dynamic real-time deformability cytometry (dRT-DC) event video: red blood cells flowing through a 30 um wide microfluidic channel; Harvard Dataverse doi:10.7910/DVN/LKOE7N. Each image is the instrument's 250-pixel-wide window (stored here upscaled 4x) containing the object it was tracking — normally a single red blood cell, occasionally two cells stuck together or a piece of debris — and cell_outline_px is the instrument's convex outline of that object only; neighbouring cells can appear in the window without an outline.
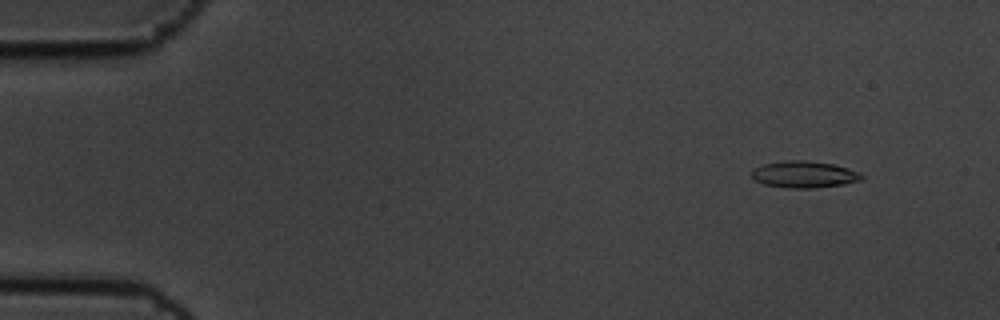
{"species": "common noctule bat (a hibernating species)", "species_latin": "Nyctalus noctula", "temperature_condition": "cold", "stored_images_in_passage": 6, "camera_frame_rate_fps": 3000, "um_per_image_px": 0.085, "animal": {"sex": "male", "body_mass_g": 19.5, "forearm_length_mm": 54.6}, "frame": {"image": 1, "passage_image": 2, "time_ms": 0.333, "image_size_px": [1000, 320], "cell_outline_px": [[864, 176], [860, 180], [844, 184], [812, 188], [788, 188], [764, 184], [752, 180], [752, 168], [764, 164], [784, 160], [808, 160], [836, 164], [860, 172]], "centroid_in_image_um": [68.34, 14.81], "position_along_channel_um": 16.7, "area_um2": 17.34}}
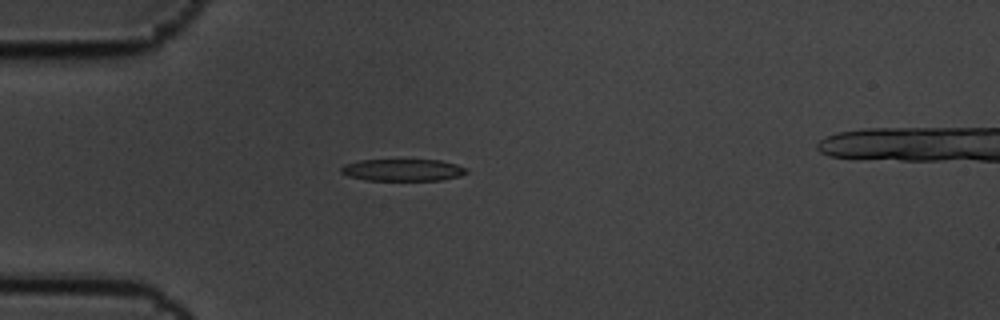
{"frame": {"image": 2, "passage_image": 5, "time_ms": 1.333, "image_size_px": [1000, 320], "cell_outline_px": [[468, 172], [460, 176], [440, 180], [364, 180], [348, 176], [340, 172], [340, 168], [344, 164], [356, 160], [440, 160], [456, 164], [468, 168]], "centroid_in_image_um": [34.22, 14.44], "position_along_channel_um": 50.8, "area_um2": 16.18}}